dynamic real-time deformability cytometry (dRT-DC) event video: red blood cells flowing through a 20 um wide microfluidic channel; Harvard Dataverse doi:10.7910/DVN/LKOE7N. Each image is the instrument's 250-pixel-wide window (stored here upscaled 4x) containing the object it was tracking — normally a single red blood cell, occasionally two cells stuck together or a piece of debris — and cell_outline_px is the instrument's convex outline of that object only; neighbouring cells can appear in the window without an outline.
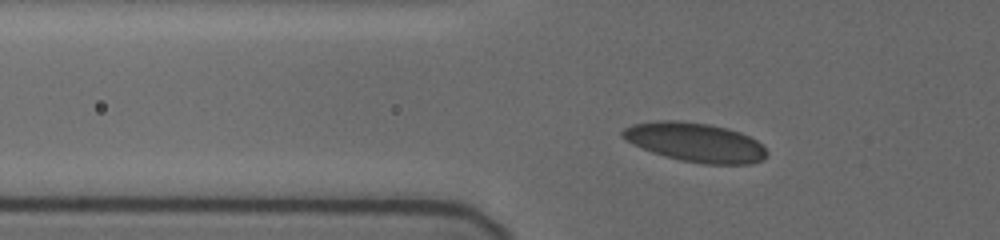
{"species": "human", "species_latin": "Homo sapiens", "temperature_condition": "cold", "stored_images_in_passage": 43, "camera_frame_rate_fps": 3000, "um_per_image_px": 0.085, "donor": {"sex": "female"}, "frame": {"image": 1, "passage_image": 7, "time_ms": 2.0, "image_size_px": [1000, 240], "cell_outline_px": [[768, 152], [760, 160], [752, 164], [704, 164], [680, 160], [664, 156], [652, 152], [632, 144], [620, 136], [620, 132], [624, 128], [632, 124], [664, 120], [676, 120], [708, 124], [740, 132], [756, 140]], "centroid_in_image_um": [59.05, 12.1], "position_along_channel_um": 66.7, "area_um2": 32.66}}
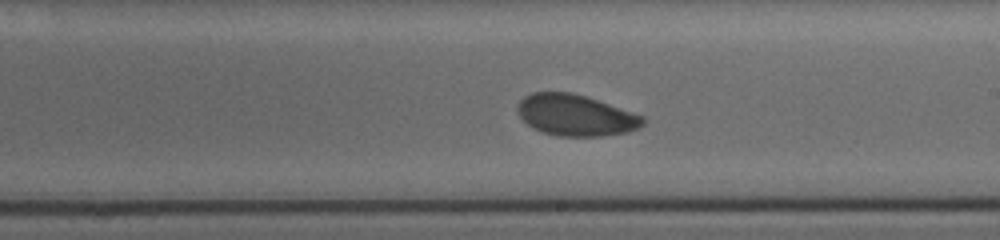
{"frame": {"image": 2, "passage_image": 22, "time_ms": 7.0, "image_size_px": [1000, 240], "cell_outline_px": [[644, 124], [636, 128], [624, 132], [600, 136], [556, 136], [532, 128], [516, 112], [516, 108], [520, 100], [524, 96], [532, 92], [572, 92], [644, 116]], "centroid_in_image_um": [48.87, 9.79], "position_along_channel_um": 240.1, "area_um2": 29.82}}
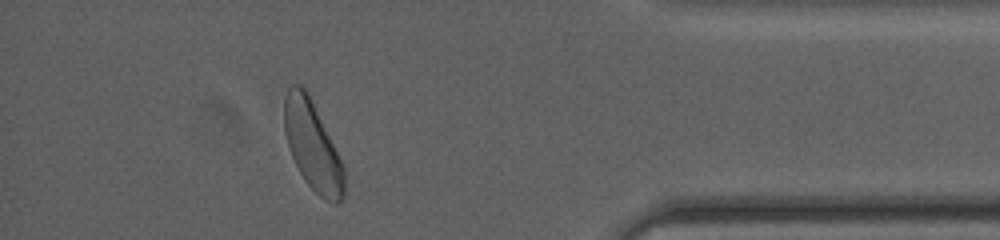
{"frame": {"image": 3, "passage_image": 38, "time_ms": 12.333, "image_size_px": [1000, 240], "cell_outline_px": [[344, 196], [336, 204], [332, 204], [324, 200], [304, 180], [292, 156], [284, 132], [284, 100], [288, 88], [292, 84], [300, 84], [308, 92], [344, 168]], "centroid_in_image_um": [26.55, 12.4], "position_along_channel_um": 408.7, "area_um2": 30.52}, "authors_computed_cell_mechanics": {"area_um2": 31.0964, "velocity_mm_per_s": 3.6712, "shape_relaxation_time_tau1_ms": 1.9509, "shape_relaxation_time_tau2_ms": 4.8122, "deformation_change_tau1": 0.0766, "deformation_change_tau2": 0.0748}}